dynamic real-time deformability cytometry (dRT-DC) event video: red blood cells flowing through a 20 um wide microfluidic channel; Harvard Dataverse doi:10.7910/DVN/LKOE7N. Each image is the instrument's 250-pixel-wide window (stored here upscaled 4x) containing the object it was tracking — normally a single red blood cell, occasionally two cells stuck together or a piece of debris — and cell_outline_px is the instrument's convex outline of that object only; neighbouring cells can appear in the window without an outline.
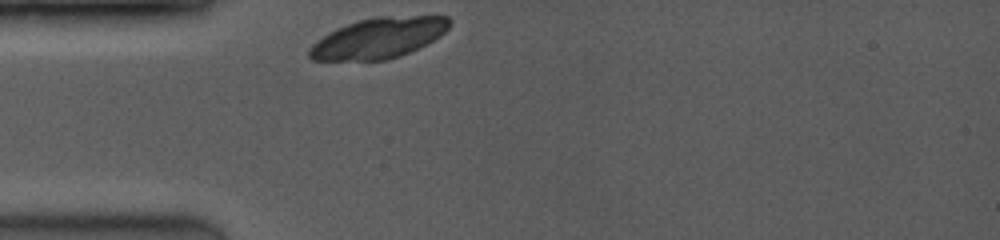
{"species": "common noctule bat (a hibernating species)", "species_latin": "Nyctalus noctula", "temperature_condition": "room temperature", "stored_images_in_passage": 4, "camera_frame_rate_fps": 3500, "um_per_image_px": 0.085, "animal": {"sex": "female", "body_mass_g": 19.0, "forearm_length_mm": 53.3}, "frame": {"image": 1, "passage_image": 1, "time_ms": 0.0, "image_size_px": [1000, 240], "cell_outline_px": [[452, 24], [440, 36], [400, 56], [384, 60], [312, 60], [308, 56], [308, 52], [312, 44], [328, 32], [348, 24], [360, 20], [376, 16], [448, 16], [452, 20]], "centroid_in_image_um": [32.18, 3.22], "position_along_channel_um": 52.8, "area_um2": 32.83}}